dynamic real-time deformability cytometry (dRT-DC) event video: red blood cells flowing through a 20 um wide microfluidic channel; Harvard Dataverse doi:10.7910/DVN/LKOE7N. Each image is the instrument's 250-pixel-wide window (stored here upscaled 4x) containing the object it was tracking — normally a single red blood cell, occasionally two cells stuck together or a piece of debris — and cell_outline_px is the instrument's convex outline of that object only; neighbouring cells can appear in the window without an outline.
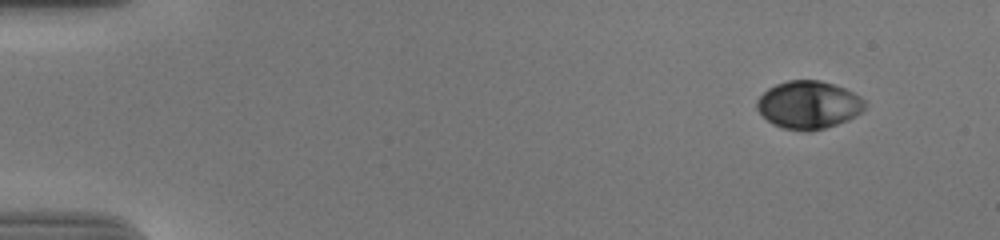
{"species": "human", "species_latin": "Homo sapiens", "temperature_condition": "cold", "stored_images_in_passage": 53, "camera_frame_rate_fps": 3000, "um_per_image_px": 0.085, "donor": {"sex": "male"}, "frame": {"image": 1, "passage_image": 1, "time_ms": 0.0, "image_size_px": [1000, 240], "cell_outline_px": [[864, 108], [860, 112], [848, 120], [824, 128], [808, 132], [804, 132], [784, 128], [772, 124], [756, 108], [756, 100], [768, 88], [776, 84], [788, 80], [820, 80], [844, 88], [860, 96], [864, 100]], "centroid_in_image_um": [68.7, 8.91], "position_along_channel_um": 16.3, "area_um2": 29.94}}
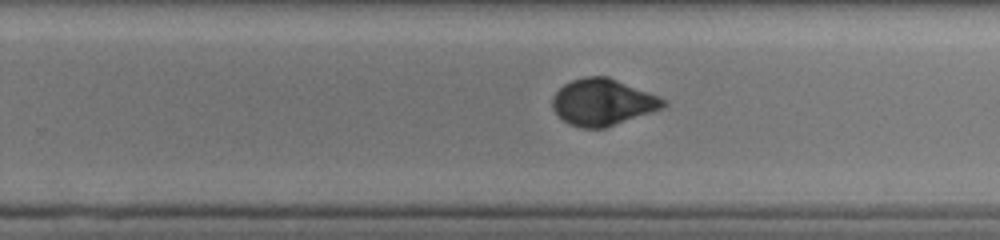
{"frame": {"image": 2, "passage_image": 33, "time_ms": 10.667, "image_size_px": [1000, 240], "cell_outline_px": [[668, 104], [660, 108], [604, 128], [580, 128], [568, 124], [552, 108], [552, 96], [564, 84], [572, 80], [584, 76], [608, 76], [660, 96], [668, 100]], "centroid_in_image_um": [51.21, 8.67], "position_along_channel_um": 278.6, "area_um2": 29.94}}
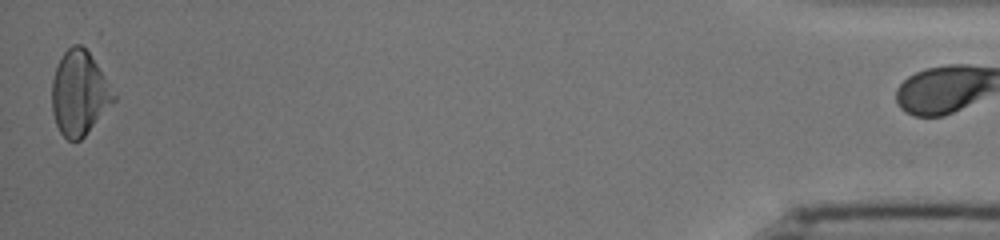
{"frame": {"image": 3, "passage_image": 52, "time_ms": 17.0, "image_size_px": [1000, 240], "cell_outline_px": [[116, 100], [84, 136], [80, 140], [68, 140], [60, 132], [56, 124], [52, 112], [52, 80], [56, 68], [64, 52], [72, 44], [80, 44], [88, 52], [104, 76], [116, 96]], "centroid_in_image_um": [6.73, 7.94], "position_along_channel_um": 428.5, "area_um2": 29.82}}